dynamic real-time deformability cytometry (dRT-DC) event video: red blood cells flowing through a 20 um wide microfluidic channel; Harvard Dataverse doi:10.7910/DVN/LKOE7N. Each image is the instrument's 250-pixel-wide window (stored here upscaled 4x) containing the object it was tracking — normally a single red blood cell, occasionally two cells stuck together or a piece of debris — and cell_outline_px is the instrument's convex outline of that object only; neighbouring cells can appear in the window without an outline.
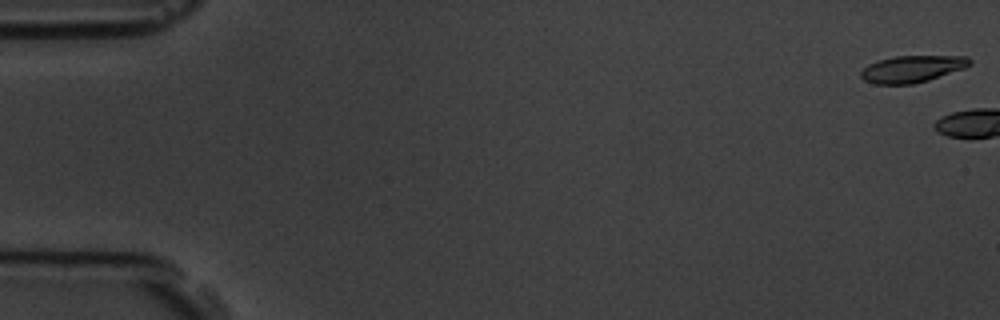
{"species": "common noctule bat (a hibernating species)", "species_latin": "Nyctalus noctula", "temperature_condition": "room temperature", "stored_images_in_passage": 2, "camera_frame_rate_fps": 3000, "um_per_image_px": 0.085, "animal": {"sex": "male", "body_mass_g": 19.5, "forearm_length_mm": 54.6}, "frame": {"image": 1, "passage_image": 1, "time_ms": 0.0, "image_size_px": [1000, 320], "cell_outline_px": [[972, 64], [964, 68], [928, 80], [912, 84], [876, 84], [864, 80], [860, 76], [860, 72], [868, 64], [876, 60], [892, 56], [968, 56], [972, 60]], "centroid_in_image_um": [77.52, 5.84], "position_along_channel_um": 7.5, "area_um2": 17.11}}